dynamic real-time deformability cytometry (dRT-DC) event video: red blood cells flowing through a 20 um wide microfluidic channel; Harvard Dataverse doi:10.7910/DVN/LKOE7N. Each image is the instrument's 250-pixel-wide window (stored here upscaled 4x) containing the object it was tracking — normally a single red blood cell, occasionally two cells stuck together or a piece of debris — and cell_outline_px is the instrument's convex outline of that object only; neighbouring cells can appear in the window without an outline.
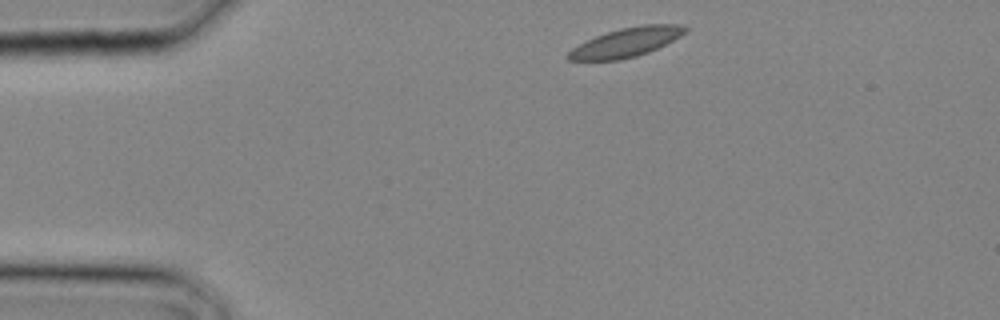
{"species": "common noctule bat (a hibernating species)", "species_latin": "Nyctalus noctula", "temperature_condition": "cold", "stored_images_in_passage": 2, "camera_frame_rate_fps": 3000, "um_per_image_px": 0.085, "animal": {"sex": "male", "body_mass_g": 20.4}, "frame": {"image": 1, "passage_image": 1, "time_ms": 0.0, "image_size_px": [1000, 320], "cell_outline_px": [[688, 28], [680, 36], [648, 52], [636, 56], [620, 60], [568, 60], [564, 56], [572, 48], [596, 36], [620, 28], [644, 24], [684, 24]], "centroid_in_image_um": [53.22, 3.59], "position_along_channel_um": 31.8, "area_um2": 19.59}}